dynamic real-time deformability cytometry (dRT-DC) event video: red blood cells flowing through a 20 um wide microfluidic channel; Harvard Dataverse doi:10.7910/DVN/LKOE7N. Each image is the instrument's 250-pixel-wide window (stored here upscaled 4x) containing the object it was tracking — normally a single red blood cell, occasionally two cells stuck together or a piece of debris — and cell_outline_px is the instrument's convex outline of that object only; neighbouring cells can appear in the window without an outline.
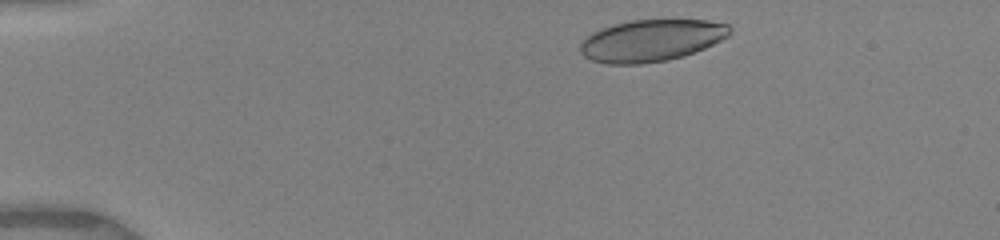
{"species": "human", "species_latin": "Homo sapiens", "temperature_condition": "warm", "stored_images_in_passage": 29, "camera_frame_rate_fps": 3000, "um_per_image_px": 0.085, "donor": {"sex": "female"}, "frame": {"image": 1, "passage_image": 2, "time_ms": 0.667, "image_size_px": [1000, 240], "cell_outline_px": [[732, 32], [728, 36], [704, 48], [684, 56], [668, 60], [640, 64], [604, 64], [592, 60], [584, 56], [580, 52], [580, 44], [592, 32], [600, 28], [632, 20], [708, 20], [728, 24], [732, 28]], "centroid_in_image_um": [55.36, 3.44], "position_along_channel_um": 29.6, "area_um2": 36.47}}
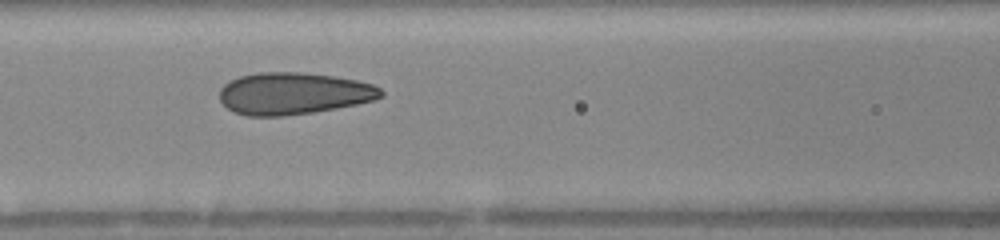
{"frame": {"image": 2, "passage_image": 12, "time_ms": 5.333, "image_size_px": [1000, 240], "cell_outline_px": [[384, 96], [376, 100], [336, 108], [312, 112], [284, 116], [248, 116], [232, 112], [220, 100], [220, 88], [224, 84], [240, 76], [260, 72], [300, 72], [336, 76], [356, 80], [372, 84], [380, 88], [384, 92]], "centroid_in_image_um": [24.96, 7.94], "position_along_channel_um": 141.6, "area_um2": 39.59}}
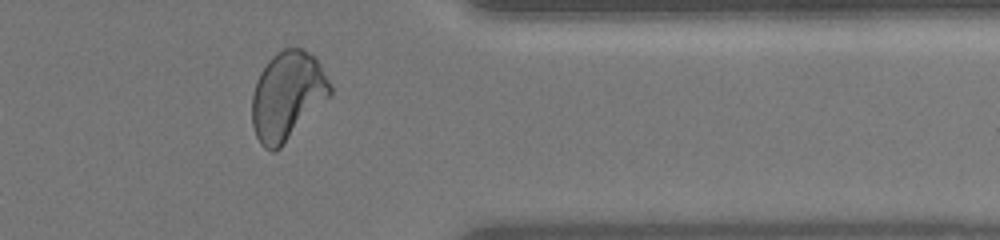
{"frame": {"image": 3, "passage_image": 26, "time_ms": 11.667, "image_size_px": [1000, 240], "cell_outline_px": [[332, 92], [280, 148], [272, 152], [264, 148], [260, 144], [256, 136], [252, 124], [252, 96], [256, 80], [260, 72], [268, 60], [276, 52], [284, 48], [300, 48], [316, 56], [332, 84]], "centroid_in_image_um": [24.41, 8.11], "position_along_channel_um": 387.0, "area_um2": 40.11}, "authors_computed_cell_mechanics": {"area_um2": 38.6682, "velocity_mm_per_s": 4.0015, "shape_relaxation_time_tau1_ms": 6.0127, "shape_relaxation_time_tau2_ms": null, "deformation_change_tau1": 0.2078, "deformation_change_tau2": null}}